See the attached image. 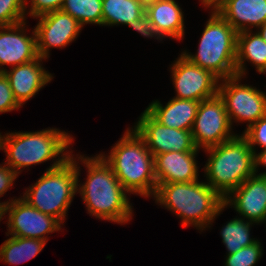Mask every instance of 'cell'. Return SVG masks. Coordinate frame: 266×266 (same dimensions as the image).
<instances>
[{
	"label": "cell",
	"mask_w": 266,
	"mask_h": 266,
	"mask_svg": "<svg viewBox=\"0 0 266 266\" xmlns=\"http://www.w3.org/2000/svg\"><path fill=\"white\" fill-rule=\"evenodd\" d=\"M88 168L87 180L79 189L88 212L103 220L125 223L132 217L126 190L111 167L100 156L79 157Z\"/></svg>",
	"instance_id": "1"
},
{
	"label": "cell",
	"mask_w": 266,
	"mask_h": 266,
	"mask_svg": "<svg viewBox=\"0 0 266 266\" xmlns=\"http://www.w3.org/2000/svg\"><path fill=\"white\" fill-rule=\"evenodd\" d=\"M99 155L111 167L127 193L154 196L157 189L154 156L135 129L126 131L107 158Z\"/></svg>",
	"instance_id": "2"
},
{
	"label": "cell",
	"mask_w": 266,
	"mask_h": 266,
	"mask_svg": "<svg viewBox=\"0 0 266 266\" xmlns=\"http://www.w3.org/2000/svg\"><path fill=\"white\" fill-rule=\"evenodd\" d=\"M154 197L181 217L183 227L192 224L205 228L225 208L224 198L199 181L157 184Z\"/></svg>",
	"instance_id": "3"
},
{
	"label": "cell",
	"mask_w": 266,
	"mask_h": 266,
	"mask_svg": "<svg viewBox=\"0 0 266 266\" xmlns=\"http://www.w3.org/2000/svg\"><path fill=\"white\" fill-rule=\"evenodd\" d=\"M61 156L30 189L26 190L22 199L62 223L66 211L78 191L80 170L71 155Z\"/></svg>",
	"instance_id": "4"
},
{
	"label": "cell",
	"mask_w": 266,
	"mask_h": 266,
	"mask_svg": "<svg viewBox=\"0 0 266 266\" xmlns=\"http://www.w3.org/2000/svg\"><path fill=\"white\" fill-rule=\"evenodd\" d=\"M206 150L210 153L205 165L207 184L224 199L255 174V152L243 135Z\"/></svg>",
	"instance_id": "5"
},
{
	"label": "cell",
	"mask_w": 266,
	"mask_h": 266,
	"mask_svg": "<svg viewBox=\"0 0 266 266\" xmlns=\"http://www.w3.org/2000/svg\"><path fill=\"white\" fill-rule=\"evenodd\" d=\"M237 33L214 10L203 30L196 55L182 54L191 63L212 72L220 80L235 76Z\"/></svg>",
	"instance_id": "6"
},
{
	"label": "cell",
	"mask_w": 266,
	"mask_h": 266,
	"mask_svg": "<svg viewBox=\"0 0 266 266\" xmlns=\"http://www.w3.org/2000/svg\"><path fill=\"white\" fill-rule=\"evenodd\" d=\"M72 137L59 129H45L38 132H17L0 136V149L7 154V163L19 174L21 168L39 164L62 155L72 142ZM20 169V170H18Z\"/></svg>",
	"instance_id": "7"
},
{
	"label": "cell",
	"mask_w": 266,
	"mask_h": 266,
	"mask_svg": "<svg viewBox=\"0 0 266 266\" xmlns=\"http://www.w3.org/2000/svg\"><path fill=\"white\" fill-rule=\"evenodd\" d=\"M231 122L225 104L219 94L200 102L191 130L193 142L197 149H206L236 135L231 133Z\"/></svg>",
	"instance_id": "8"
},
{
	"label": "cell",
	"mask_w": 266,
	"mask_h": 266,
	"mask_svg": "<svg viewBox=\"0 0 266 266\" xmlns=\"http://www.w3.org/2000/svg\"><path fill=\"white\" fill-rule=\"evenodd\" d=\"M240 78L242 77L235 75L223 79L224 82L219 84L218 94L225 104L231 124L235 119L248 121V128L266 115V93L252 86L240 85Z\"/></svg>",
	"instance_id": "9"
},
{
	"label": "cell",
	"mask_w": 266,
	"mask_h": 266,
	"mask_svg": "<svg viewBox=\"0 0 266 266\" xmlns=\"http://www.w3.org/2000/svg\"><path fill=\"white\" fill-rule=\"evenodd\" d=\"M134 129L144 139L153 156L170 151H198L191 130L162 125L147 110L143 112Z\"/></svg>",
	"instance_id": "10"
},
{
	"label": "cell",
	"mask_w": 266,
	"mask_h": 266,
	"mask_svg": "<svg viewBox=\"0 0 266 266\" xmlns=\"http://www.w3.org/2000/svg\"><path fill=\"white\" fill-rule=\"evenodd\" d=\"M172 78L177 99L203 101L218 94V81L212 72L191 63L181 54L173 64Z\"/></svg>",
	"instance_id": "11"
},
{
	"label": "cell",
	"mask_w": 266,
	"mask_h": 266,
	"mask_svg": "<svg viewBox=\"0 0 266 266\" xmlns=\"http://www.w3.org/2000/svg\"><path fill=\"white\" fill-rule=\"evenodd\" d=\"M11 202V203H10ZM6 202L5 213L9 212V234L21 238H36L48 241L45 234L61 229V222L42 213L25 200L13 199Z\"/></svg>",
	"instance_id": "12"
},
{
	"label": "cell",
	"mask_w": 266,
	"mask_h": 266,
	"mask_svg": "<svg viewBox=\"0 0 266 266\" xmlns=\"http://www.w3.org/2000/svg\"><path fill=\"white\" fill-rule=\"evenodd\" d=\"M81 28L83 27L75 18L62 10L39 16L34 29L38 55L46 59L50 47H66L77 37Z\"/></svg>",
	"instance_id": "13"
},
{
	"label": "cell",
	"mask_w": 266,
	"mask_h": 266,
	"mask_svg": "<svg viewBox=\"0 0 266 266\" xmlns=\"http://www.w3.org/2000/svg\"><path fill=\"white\" fill-rule=\"evenodd\" d=\"M230 194L235 196L224 199L225 207L234 205L235 210L250 222L266 221V176L254 174Z\"/></svg>",
	"instance_id": "14"
},
{
	"label": "cell",
	"mask_w": 266,
	"mask_h": 266,
	"mask_svg": "<svg viewBox=\"0 0 266 266\" xmlns=\"http://www.w3.org/2000/svg\"><path fill=\"white\" fill-rule=\"evenodd\" d=\"M25 20L8 26H0V66L10 64L16 67L39 57L36 34L28 37L23 33Z\"/></svg>",
	"instance_id": "15"
},
{
	"label": "cell",
	"mask_w": 266,
	"mask_h": 266,
	"mask_svg": "<svg viewBox=\"0 0 266 266\" xmlns=\"http://www.w3.org/2000/svg\"><path fill=\"white\" fill-rule=\"evenodd\" d=\"M198 151L165 152L154 156L157 184L198 181V167L194 159Z\"/></svg>",
	"instance_id": "16"
},
{
	"label": "cell",
	"mask_w": 266,
	"mask_h": 266,
	"mask_svg": "<svg viewBox=\"0 0 266 266\" xmlns=\"http://www.w3.org/2000/svg\"><path fill=\"white\" fill-rule=\"evenodd\" d=\"M212 7L237 32L250 26L259 28L266 22V0H219Z\"/></svg>",
	"instance_id": "17"
},
{
	"label": "cell",
	"mask_w": 266,
	"mask_h": 266,
	"mask_svg": "<svg viewBox=\"0 0 266 266\" xmlns=\"http://www.w3.org/2000/svg\"><path fill=\"white\" fill-rule=\"evenodd\" d=\"M42 59L44 58L39 56L31 62L13 67L10 72L0 69L9 79L14 98L21 106L52 80L51 74L40 65Z\"/></svg>",
	"instance_id": "18"
},
{
	"label": "cell",
	"mask_w": 266,
	"mask_h": 266,
	"mask_svg": "<svg viewBox=\"0 0 266 266\" xmlns=\"http://www.w3.org/2000/svg\"><path fill=\"white\" fill-rule=\"evenodd\" d=\"M199 104V101L173 98L164 107L154 101L146 110L162 125L192 130Z\"/></svg>",
	"instance_id": "19"
},
{
	"label": "cell",
	"mask_w": 266,
	"mask_h": 266,
	"mask_svg": "<svg viewBox=\"0 0 266 266\" xmlns=\"http://www.w3.org/2000/svg\"><path fill=\"white\" fill-rule=\"evenodd\" d=\"M145 13L155 30L162 38L170 37L181 39L184 35V18L181 8L175 0H160L149 5Z\"/></svg>",
	"instance_id": "20"
},
{
	"label": "cell",
	"mask_w": 266,
	"mask_h": 266,
	"mask_svg": "<svg viewBox=\"0 0 266 266\" xmlns=\"http://www.w3.org/2000/svg\"><path fill=\"white\" fill-rule=\"evenodd\" d=\"M249 31L237 33L236 73L241 77L245 74V60H250L259 73L266 72V42L258 32L251 35Z\"/></svg>",
	"instance_id": "21"
},
{
	"label": "cell",
	"mask_w": 266,
	"mask_h": 266,
	"mask_svg": "<svg viewBox=\"0 0 266 266\" xmlns=\"http://www.w3.org/2000/svg\"><path fill=\"white\" fill-rule=\"evenodd\" d=\"M47 241L36 238L12 236L0 247V259L8 264H19L28 261L43 250Z\"/></svg>",
	"instance_id": "22"
},
{
	"label": "cell",
	"mask_w": 266,
	"mask_h": 266,
	"mask_svg": "<svg viewBox=\"0 0 266 266\" xmlns=\"http://www.w3.org/2000/svg\"><path fill=\"white\" fill-rule=\"evenodd\" d=\"M146 11L137 0H102V26L128 24Z\"/></svg>",
	"instance_id": "23"
},
{
	"label": "cell",
	"mask_w": 266,
	"mask_h": 266,
	"mask_svg": "<svg viewBox=\"0 0 266 266\" xmlns=\"http://www.w3.org/2000/svg\"><path fill=\"white\" fill-rule=\"evenodd\" d=\"M254 222L235 218L229 221L222 229L221 236L227 247L228 254H233L245 246L254 244L257 240L250 238V224Z\"/></svg>",
	"instance_id": "24"
},
{
	"label": "cell",
	"mask_w": 266,
	"mask_h": 266,
	"mask_svg": "<svg viewBox=\"0 0 266 266\" xmlns=\"http://www.w3.org/2000/svg\"><path fill=\"white\" fill-rule=\"evenodd\" d=\"M75 18L80 25H102V0H65L61 9Z\"/></svg>",
	"instance_id": "25"
},
{
	"label": "cell",
	"mask_w": 266,
	"mask_h": 266,
	"mask_svg": "<svg viewBox=\"0 0 266 266\" xmlns=\"http://www.w3.org/2000/svg\"><path fill=\"white\" fill-rule=\"evenodd\" d=\"M26 0H0V26L20 23L25 19Z\"/></svg>",
	"instance_id": "26"
},
{
	"label": "cell",
	"mask_w": 266,
	"mask_h": 266,
	"mask_svg": "<svg viewBox=\"0 0 266 266\" xmlns=\"http://www.w3.org/2000/svg\"><path fill=\"white\" fill-rule=\"evenodd\" d=\"M263 255L260 242L241 248L236 253L227 255L226 266H254Z\"/></svg>",
	"instance_id": "27"
},
{
	"label": "cell",
	"mask_w": 266,
	"mask_h": 266,
	"mask_svg": "<svg viewBox=\"0 0 266 266\" xmlns=\"http://www.w3.org/2000/svg\"><path fill=\"white\" fill-rule=\"evenodd\" d=\"M21 105L14 98L9 79L4 72H0V113L10 112Z\"/></svg>",
	"instance_id": "28"
},
{
	"label": "cell",
	"mask_w": 266,
	"mask_h": 266,
	"mask_svg": "<svg viewBox=\"0 0 266 266\" xmlns=\"http://www.w3.org/2000/svg\"><path fill=\"white\" fill-rule=\"evenodd\" d=\"M243 136L247 139L253 152H255V144L260 145L262 148H266V115L246 128Z\"/></svg>",
	"instance_id": "29"
},
{
	"label": "cell",
	"mask_w": 266,
	"mask_h": 266,
	"mask_svg": "<svg viewBox=\"0 0 266 266\" xmlns=\"http://www.w3.org/2000/svg\"><path fill=\"white\" fill-rule=\"evenodd\" d=\"M65 0H31L30 16L41 15L61 10Z\"/></svg>",
	"instance_id": "30"
},
{
	"label": "cell",
	"mask_w": 266,
	"mask_h": 266,
	"mask_svg": "<svg viewBox=\"0 0 266 266\" xmlns=\"http://www.w3.org/2000/svg\"><path fill=\"white\" fill-rule=\"evenodd\" d=\"M127 25L140 32L143 36H157V39L162 38L161 35L155 30L150 17L146 13H144L141 17L130 21Z\"/></svg>",
	"instance_id": "31"
},
{
	"label": "cell",
	"mask_w": 266,
	"mask_h": 266,
	"mask_svg": "<svg viewBox=\"0 0 266 266\" xmlns=\"http://www.w3.org/2000/svg\"><path fill=\"white\" fill-rule=\"evenodd\" d=\"M18 174L9 166H0V197L13 185Z\"/></svg>",
	"instance_id": "32"
},
{
	"label": "cell",
	"mask_w": 266,
	"mask_h": 266,
	"mask_svg": "<svg viewBox=\"0 0 266 266\" xmlns=\"http://www.w3.org/2000/svg\"><path fill=\"white\" fill-rule=\"evenodd\" d=\"M254 163H255V174L257 173V167L262 165L266 167V148L262 152L254 154ZM260 176H266V172L259 174Z\"/></svg>",
	"instance_id": "33"
},
{
	"label": "cell",
	"mask_w": 266,
	"mask_h": 266,
	"mask_svg": "<svg viewBox=\"0 0 266 266\" xmlns=\"http://www.w3.org/2000/svg\"><path fill=\"white\" fill-rule=\"evenodd\" d=\"M142 6L147 8L149 5L155 4L160 0H137Z\"/></svg>",
	"instance_id": "34"
},
{
	"label": "cell",
	"mask_w": 266,
	"mask_h": 266,
	"mask_svg": "<svg viewBox=\"0 0 266 266\" xmlns=\"http://www.w3.org/2000/svg\"><path fill=\"white\" fill-rule=\"evenodd\" d=\"M259 29L261 30L258 33L260 34L262 39L266 42V22L262 26H260Z\"/></svg>",
	"instance_id": "35"
},
{
	"label": "cell",
	"mask_w": 266,
	"mask_h": 266,
	"mask_svg": "<svg viewBox=\"0 0 266 266\" xmlns=\"http://www.w3.org/2000/svg\"><path fill=\"white\" fill-rule=\"evenodd\" d=\"M219 0H202L201 2L207 7H212L214 4H216Z\"/></svg>",
	"instance_id": "36"
},
{
	"label": "cell",
	"mask_w": 266,
	"mask_h": 266,
	"mask_svg": "<svg viewBox=\"0 0 266 266\" xmlns=\"http://www.w3.org/2000/svg\"><path fill=\"white\" fill-rule=\"evenodd\" d=\"M7 203H0V221L1 218L3 217V215H5V207H6Z\"/></svg>",
	"instance_id": "37"
}]
</instances>
